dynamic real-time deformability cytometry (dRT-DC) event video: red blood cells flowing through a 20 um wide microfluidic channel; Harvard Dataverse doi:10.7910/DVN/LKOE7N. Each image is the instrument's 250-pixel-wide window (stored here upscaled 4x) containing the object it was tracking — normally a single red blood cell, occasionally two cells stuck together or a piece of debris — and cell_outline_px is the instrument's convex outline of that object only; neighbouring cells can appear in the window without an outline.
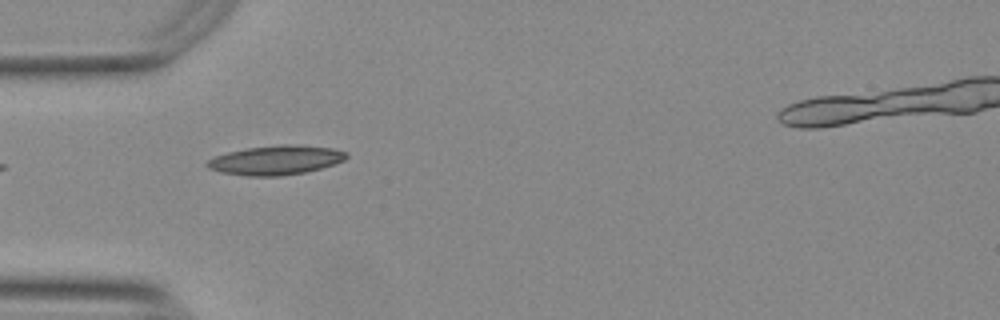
{"species": "Egyptian fruit bat (a non-hibernating species)", "species_latin": "Rousettus aegyptiacus", "temperature_condition": "warm", "stored_images_in_passage": 10, "camera_frame_rate_fps": 3000, "um_per_image_px": 0.085, "animal": {"sex": "female"}, "frame": {"image": 1, "passage_image": 2, "time_ms": 0.333, "image_size_px": [1000, 320], "cell_outline_px": [[348, 156], [344, 160], [320, 168], [304, 172], [280, 176], [248, 176], [220, 172], [208, 168], [204, 164], [208, 160], [216, 156], [228, 152], [248, 148], [280, 144], [300, 144], [332, 148], [348, 152]], "centroid_in_image_um": [23.44, 13.6], "position_along_channel_um": 61.6, "area_um2": 23.76}}